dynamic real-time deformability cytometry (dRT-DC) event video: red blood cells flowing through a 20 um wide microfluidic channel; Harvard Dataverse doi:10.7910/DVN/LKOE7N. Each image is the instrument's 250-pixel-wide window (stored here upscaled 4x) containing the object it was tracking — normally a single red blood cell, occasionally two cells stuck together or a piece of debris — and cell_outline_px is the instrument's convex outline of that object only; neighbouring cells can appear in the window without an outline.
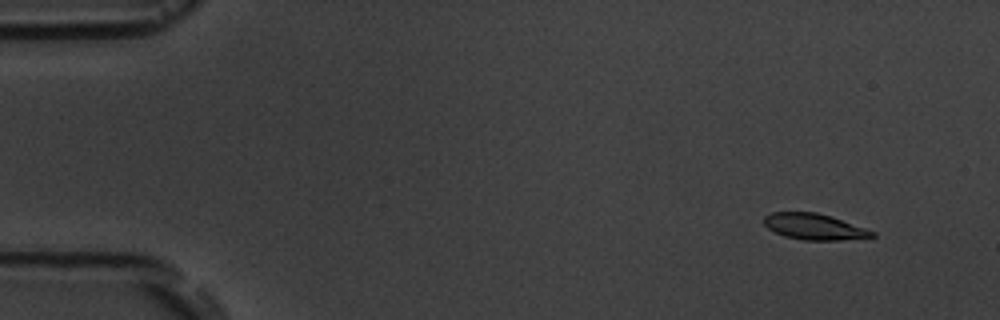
{"species": "common noctule bat (a hibernating species)", "species_latin": "Nyctalus noctula", "temperature_condition": "room temperature", "stored_images_in_passage": 5, "camera_frame_rate_fps": 3000, "um_per_image_px": 0.085, "animal": {"sex": "male", "body_mass_g": 19.5, "forearm_length_mm": 54.6}, "frame": {"image": 1, "passage_image": 1, "time_ms": 0.0, "image_size_px": [1000, 320], "cell_outline_px": [[876, 236], [840, 240], [804, 240], [784, 236], [768, 228], [764, 224], [764, 216], [772, 212], [816, 212], [832, 216], [876, 232]], "centroid_in_image_um": [69.21, 19.26], "position_along_channel_um": 15.8, "area_um2": 16.36}}
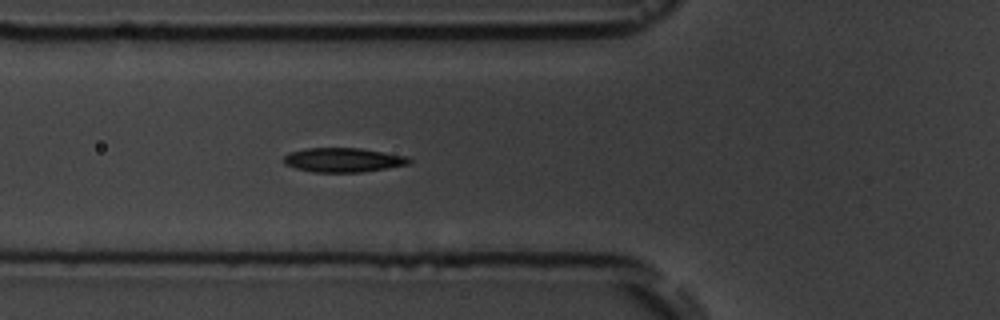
{"frame": {"image": 2, "passage_image": 5, "time_ms": 5.333, "image_size_px": [1000, 320], "cell_outline_px": [[412, 164], [364, 172], [312, 172], [296, 168], [284, 164], [284, 156], [288, 152], [308, 148], [360, 148], [408, 156], [412, 160]], "centroid_in_image_um": [29.21, 13.6], "position_along_channel_um": 96.6, "area_um2": 17.92}}